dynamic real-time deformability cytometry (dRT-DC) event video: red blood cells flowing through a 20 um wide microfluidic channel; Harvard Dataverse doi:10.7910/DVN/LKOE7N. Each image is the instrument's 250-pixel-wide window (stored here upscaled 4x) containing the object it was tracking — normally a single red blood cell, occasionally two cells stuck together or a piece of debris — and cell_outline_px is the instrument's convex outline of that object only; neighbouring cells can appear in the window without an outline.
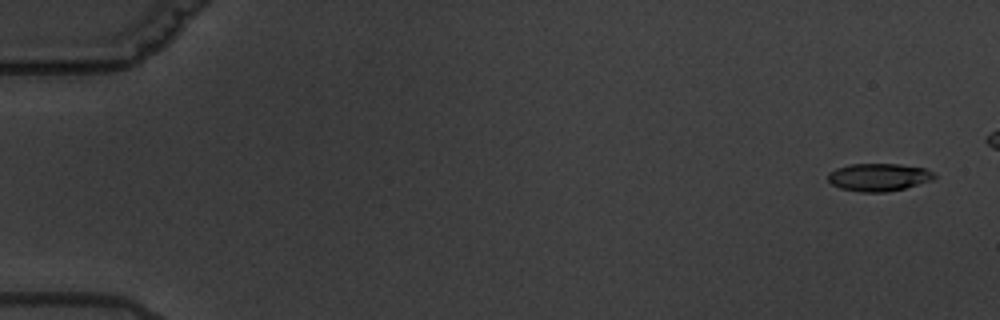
{"species": "common noctule bat (a hibernating species)", "species_latin": "Nyctalus noctula", "temperature_condition": "warm", "stored_images_in_passage": 7, "camera_frame_rate_fps": 3000, "um_per_image_px": 0.085, "animal": {"sex": "male", "body_mass_g": 19.5, "forearm_length_mm": 54.6}, "frame": {"image": 1, "passage_image": 1, "time_ms": 0.0, "image_size_px": [1000, 320], "cell_outline_px": [[936, 176], [932, 180], [904, 188], [884, 192], [860, 192], [840, 188], [832, 184], [828, 180], [828, 172], [836, 168], [848, 164], [900, 164], [924, 168], [932, 172]], "centroid_in_image_um": [74.65, 15.05], "position_along_channel_um": 10.3, "area_um2": 17.11}}